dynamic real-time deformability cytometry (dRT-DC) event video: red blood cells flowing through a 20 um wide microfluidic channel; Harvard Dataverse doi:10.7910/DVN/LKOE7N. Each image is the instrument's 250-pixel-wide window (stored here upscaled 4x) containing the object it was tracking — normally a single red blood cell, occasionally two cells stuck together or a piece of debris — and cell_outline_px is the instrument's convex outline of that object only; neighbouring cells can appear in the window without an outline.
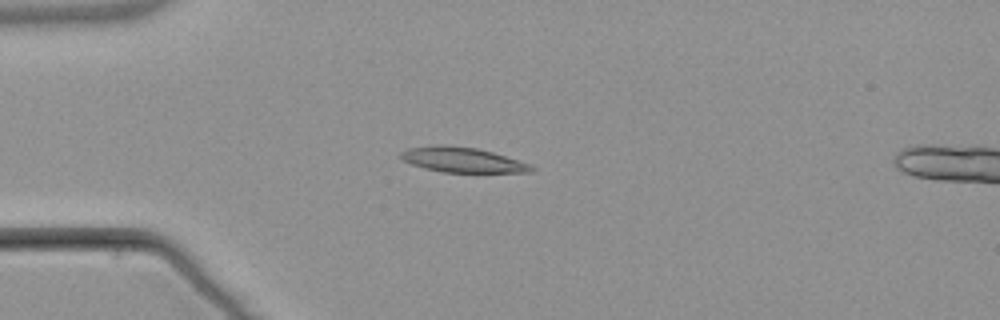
{"species": "common noctule bat (a hibernating species)", "species_latin": "Nyctalus noctula", "temperature_condition": "warm", "stored_images_in_passage": 6, "camera_frame_rate_fps": 3000, "um_per_image_px": 0.085, "animal": {"sex": "male", "body_mass_g": 21.5, "forearm_length_mm": 52.0}, "frame": {"image": 1, "passage_image": 4, "time_ms": 4.667, "image_size_px": [1000, 320], "cell_outline_px": [[536, 168], [532, 172], [440, 172], [424, 168], [412, 164], [404, 160], [400, 156], [400, 152], [408, 148], [436, 144], [444, 144], [476, 148], [492, 152], [532, 164]], "centroid_in_image_um": [39.31, 13.58], "position_along_channel_um": 45.7, "area_um2": 19.13}}
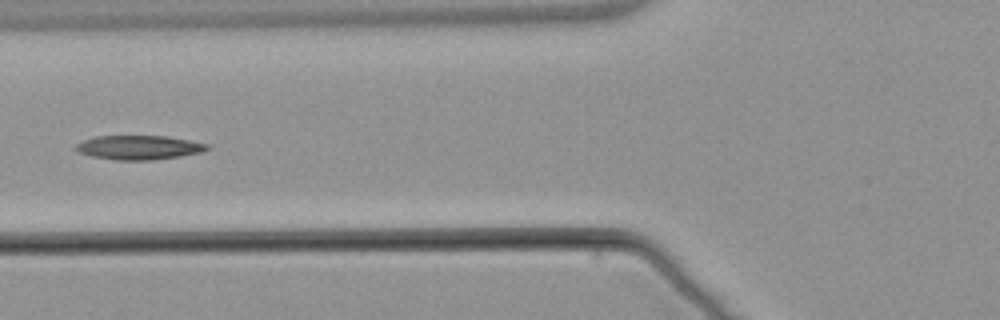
{"frame": {"image": 2, "passage_image": 6, "time_ms": 7.0, "image_size_px": [1000, 320], "cell_outline_px": [[208, 148], [200, 152], [180, 156], [152, 160], [112, 160], [92, 156], [76, 152], [72, 148], [76, 144], [84, 140], [96, 136], [168, 136], [208, 144]], "centroid_in_image_um": [11.73, 12.54], "position_along_channel_um": 114.1, "area_um2": 18.5}}